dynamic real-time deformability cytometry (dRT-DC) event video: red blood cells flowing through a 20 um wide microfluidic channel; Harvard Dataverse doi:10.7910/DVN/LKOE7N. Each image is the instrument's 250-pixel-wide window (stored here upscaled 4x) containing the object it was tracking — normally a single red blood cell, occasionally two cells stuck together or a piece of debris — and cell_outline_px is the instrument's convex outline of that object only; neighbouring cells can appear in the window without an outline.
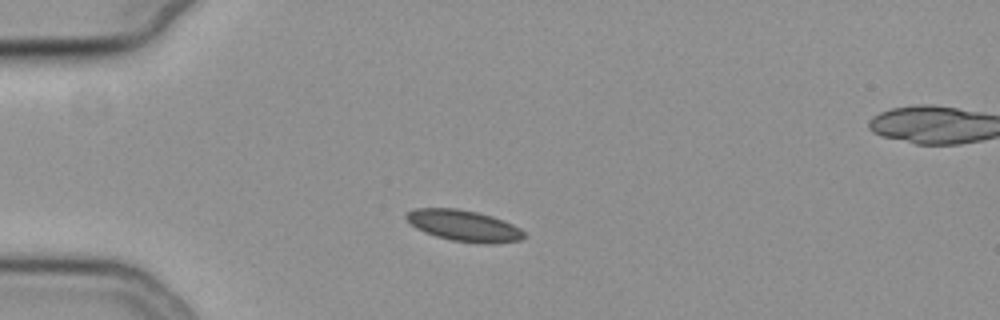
{"species": "common noctule bat (a hibernating species)", "species_latin": "Nyctalus noctula", "temperature_condition": "cold", "stored_images_in_passage": 43, "segment_of_instrument_passage": [1, 2], "camera_frame_rate_fps": 3000, "um_per_image_px": 0.085, "animal": {"sex": "female", "body_mass_g": 19.3, "forearm_length_mm": 54.1}, "frame": {"image": 1, "passage_image": 1, "time_ms": 0.0, "image_size_px": [1000, 320], "cell_outline_px": [[528, 236], [520, 240], [500, 244], [480, 244], [452, 240], [436, 236], [424, 232], [416, 228], [404, 216], [408, 212], [416, 208], [456, 208], [476, 212], [492, 216], [504, 220], [520, 228]], "centroid_in_image_um": [39.48, 19.2], "position_along_channel_um": 45.5, "area_um2": 21.56}}
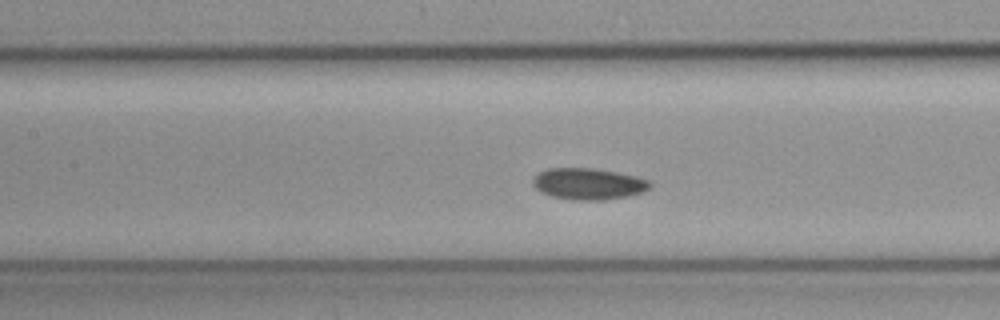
{"frame": {"image": 2, "passage_image": 12, "time_ms": 3.667, "image_size_px": [1000, 320], "cell_outline_px": [[652, 184], [644, 192], [628, 196], [604, 200], [572, 200], [552, 196], [540, 192], [532, 184], [532, 180], [540, 172], [548, 168], [596, 168], [636, 176], [648, 180]], "centroid_in_image_um": [50.01, 15.63], "position_along_channel_um": 157.4, "area_um2": 21.5}}
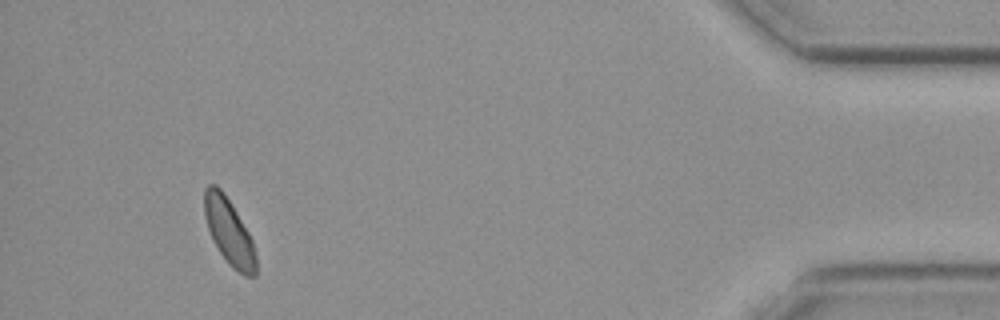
{"frame": {"image": 3, "passage_image": 38, "time_ms": 12.333, "image_size_px": [1000, 320], "cell_outline_px": [[256, 276], [244, 276], [232, 268], [228, 264], [212, 240], [204, 216], [204, 188], [208, 184], [216, 184], [224, 192], [248, 232], [252, 240], [256, 256]], "centroid_in_image_um": [19.45, 19.69], "position_along_channel_um": 415.7, "area_um2": 19.88}}